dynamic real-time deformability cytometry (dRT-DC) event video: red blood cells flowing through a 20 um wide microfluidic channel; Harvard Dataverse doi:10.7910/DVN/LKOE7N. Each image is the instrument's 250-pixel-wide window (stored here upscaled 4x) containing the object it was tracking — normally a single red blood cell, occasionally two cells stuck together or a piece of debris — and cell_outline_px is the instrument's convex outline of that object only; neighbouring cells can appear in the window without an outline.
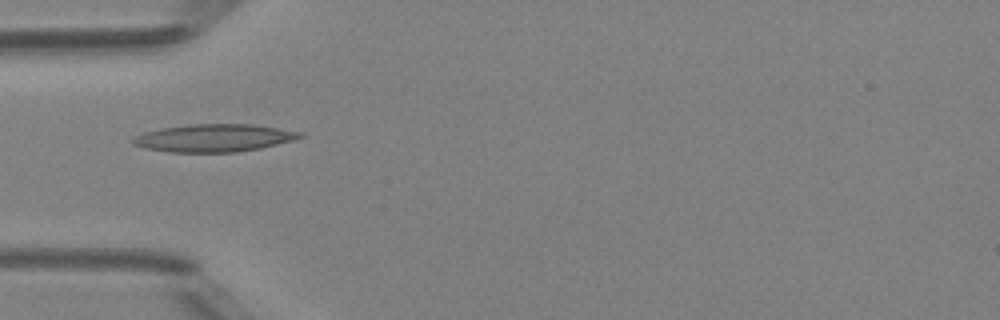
{"species": "Egyptian fruit bat (a non-hibernating species)", "species_latin": "Rousettus aegyptiacus", "temperature_condition": "room temperature", "stored_images_in_passage": 34, "camera_frame_rate_fps": 3000, "um_per_image_px": 0.085, "animal": {"sex": "female"}, "frame": {"image": 1, "passage_image": 1, "time_ms": 0.0, "image_size_px": [1000, 320], "cell_outline_px": [[304, 136], [292, 140], [260, 148], [236, 152], [168, 152], [148, 148], [132, 144], [128, 140], [144, 132], [160, 128], [188, 124], [252, 124], [304, 132]], "centroid_in_image_um": [18.16, 11.72], "position_along_channel_um": 66.8, "area_um2": 26.93}}
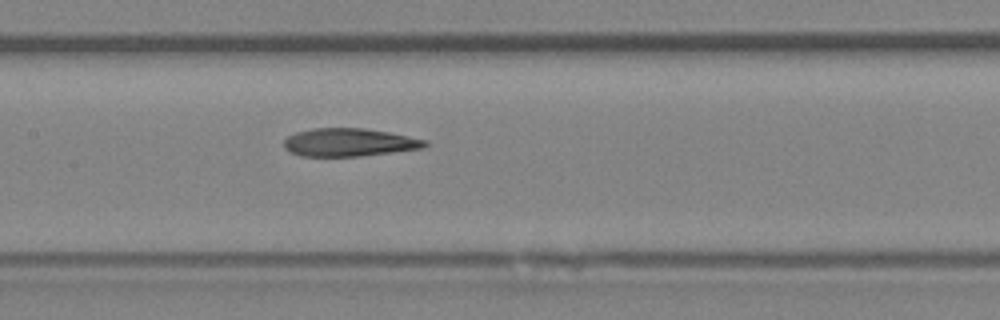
{"frame": {"image": 2, "passage_image": 9, "time_ms": 2.667, "image_size_px": [1000, 320], "cell_outline_px": [[428, 144], [424, 148], [360, 156], [300, 156], [288, 152], [284, 148], [284, 140], [288, 136], [296, 132], [312, 128], [364, 128], [388, 132], [428, 140]], "centroid_in_image_um": [29.66, 12.1], "position_along_channel_um": 177.7, "area_um2": 23.12}}
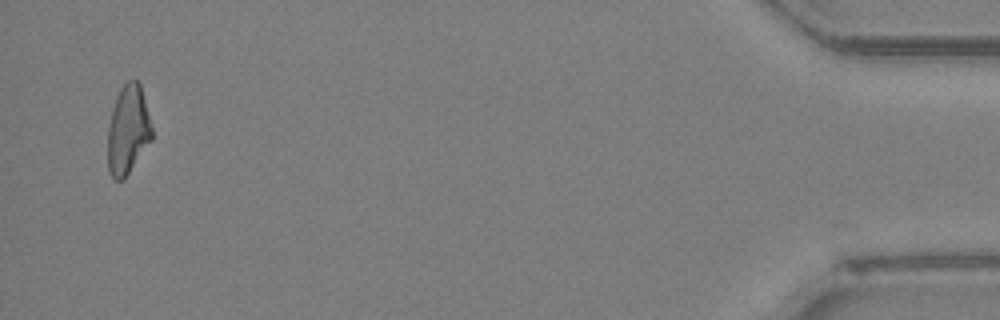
{"frame": {"image": 3, "passage_image": 33, "time_ms": 10.667, "image_size_px": [1000, 320], "cell_outline_px": [[152, 140], [124, 180], [112, 180], [108, 172], [108, 128], [112, 108], [116, 96], [120, 88], [128, 80], [136, 80], [140, 84], [152, 128]], "centroid_in_image_um": [10.86, 11.09], "position_along_channel_um": 424.3, "area_um2": 23.0}, "authors_computed_cell_mechanics": {"area_um2": 23.6691, "velocity_mm_per_s": 4.1829, "shape_relaxation_time_tau1_ms": null, "shape_relaxation_time_tau2_ms": 3.1454, "deformation_change_tau1": null, "deformation_change_tau2": 0.1395}}